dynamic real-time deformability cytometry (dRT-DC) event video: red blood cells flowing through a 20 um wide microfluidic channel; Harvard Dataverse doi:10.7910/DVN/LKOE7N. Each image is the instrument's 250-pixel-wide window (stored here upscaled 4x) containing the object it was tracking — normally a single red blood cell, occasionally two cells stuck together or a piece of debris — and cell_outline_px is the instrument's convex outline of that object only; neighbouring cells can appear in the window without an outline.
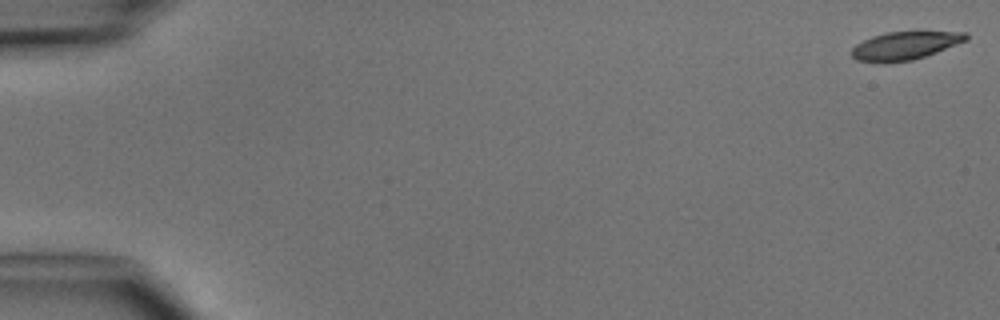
{"species": "common noctule bat (a hibernating species)", "species_latin": "Nyctalus noctula", "temperature_condition": "cold", "stored_images_in_passage": 5, "camera_frame_rate_fps": 3000, "um_per_image_px": 0.085, "animal": {"sex": "male", "body_mass_g": 15.6}, "frame": {"image": 1, "passage_image": 1, "time_ms": 0.0, "image_size_px": [1000, 320], "cell_outline_px": [[968, 40], [936, 52], [912, 60], [880, 64], [856, 60], [852, 56], [852, 48], [856, 44], [872, 36], [888, 32], [916, 28], [968, 32]], "centroid_in_image_um": [76.99, 3.82], "position_along_channel_um": 8.0, "area_um2": 19.88}}
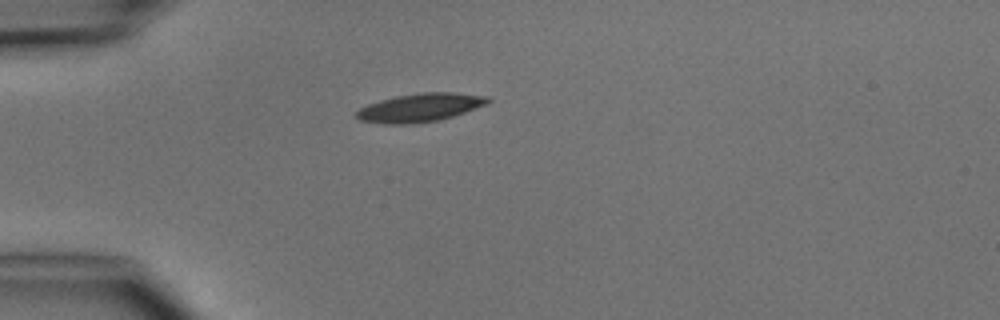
{"frame": {"image": 2, "passage_image": 4, "time_ms": 4.333, "image_size_px": [1000, 320], "cell_outline_px": [[492, 100], [488, 104], [440, 120], [412, 124], [384, 124], [360, 120], [356, 116], [356, 112], [360, 108], [368, 104], [380, 100], [396, 96], [420, 92], [452, 92], [488, 96]], "centroid_in_image_um": [35.72, 9.14], "position_along_channel_um": 49.3, "area_um2": 21.79}}